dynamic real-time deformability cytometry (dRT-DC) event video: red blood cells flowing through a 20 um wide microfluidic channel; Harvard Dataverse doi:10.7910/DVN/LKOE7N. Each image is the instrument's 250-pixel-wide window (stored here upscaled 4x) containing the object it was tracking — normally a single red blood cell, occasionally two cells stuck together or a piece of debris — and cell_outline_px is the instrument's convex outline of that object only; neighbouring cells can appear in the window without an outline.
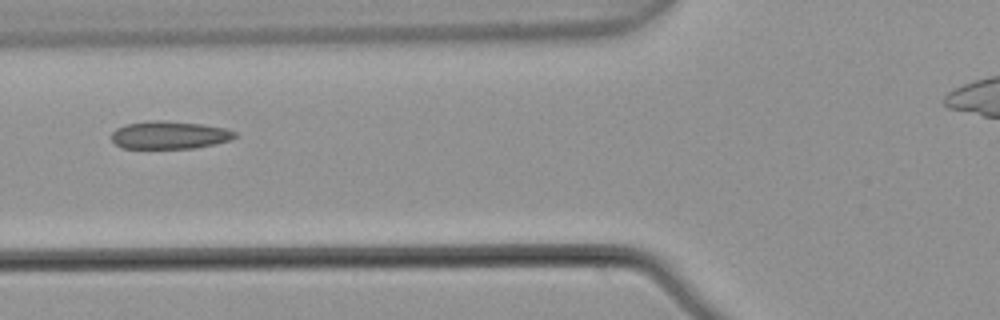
{"species": "common noctule bat (a hibernating species)", "species_latin": "Nyctalus noctula", "temperature_condition": "warm", "stored_images_in_passage": 7, "camera_frame_rate_fps": 3000, "um_per_image_px": 0.085, "animal": {"sex": "male", "body_mass_g": 21.5, "forearm_length_mm": 52.0}, "frame": {"image": 1, "passage_image": 6, "time_ms": 1.667, "image_size_px": [1000, 320], "cell_outline_px": [[236, 136], [232, 140], [216, 144], [196, 148], [120, 148], [112, 140], [112, 132], [116, 128], [124, 124], [156, 120], [164, 120], [204, 124], [228, 128], [236, 132]], "centroid_in_image_um": [14.44, 11.47], "position_along_channel_um": 111.4, "area_um2": 20.29}}
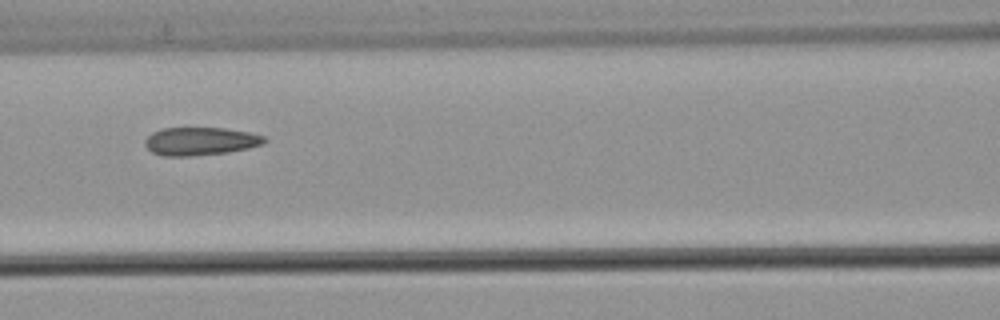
{"frame": {"image": 2, "passage_image": 7, "time_ms": 2.0, "image_size_px": [1000, 320], "cell_outline_px": [[268, 140], [264, 144], [248, 148], [228, 152], [192, 156], [160, 156], [152, 152], [144, 144], [144, 140], [152, 132], [160, 128], [224, 128], [248, 132], [264, 136]], "centroid_in_image_um": [17.01, 12.01], "position_along_channel_um": 149.6, "area_um2": 19.65}}